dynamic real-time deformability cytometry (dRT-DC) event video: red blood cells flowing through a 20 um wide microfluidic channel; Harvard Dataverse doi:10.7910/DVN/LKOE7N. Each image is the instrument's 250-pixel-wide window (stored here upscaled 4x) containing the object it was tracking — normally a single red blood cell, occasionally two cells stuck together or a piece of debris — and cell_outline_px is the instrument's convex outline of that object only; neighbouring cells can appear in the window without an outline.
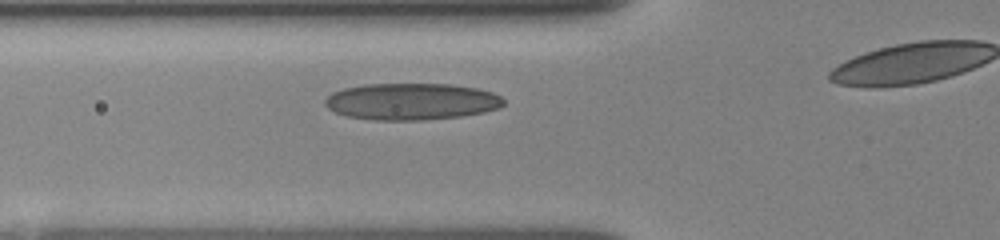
{"species": "human", "species_latin": "Homo sapiens", "temperature_condition": "room temperature", "stored_images_in_passage": 18, "camera_frame_rate_fps": 3000, "um_per_image_px": 0.085, "donor": {"sex": "female"}, "frame": {"image": 1, "passage_image": 4, "time_ms": 1.667, "image_size_px": [1000, 240], "cell_outline_px": [[504, 104], [500, 108], [484, 112], [460, 116], [420, 120], [376, 120], [348, 116], [336, 112], [328, 108], [324, 104], [324, 100], [332, 92], [344, 88], [364, 84], [452, 84], [476, 88], [492, 92], [500, 96], [504, 100]], "centroid_in_image_um": [34.98, 8.62], "position_along_channel_um": 90.8, "area_um2": 38.21}}
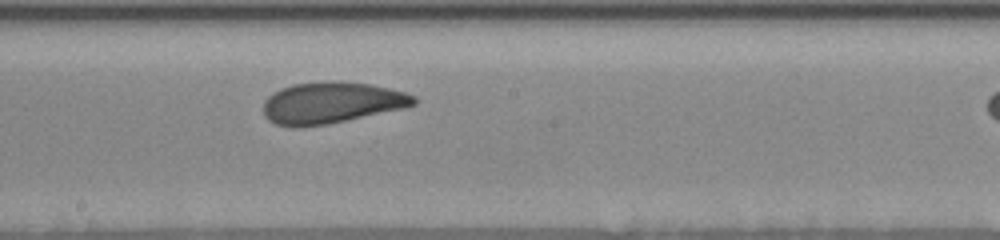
{"frame": {"image": 2, "passage_image": 10, "time_ms": 5.0, "image_size_px": [1000, 240], "cell_outline_px": [[416, 104], [404, 108], [324, 124], [276, 124], [268, 120], [264, 116], [264, 100], [268, 96], [280, 88], [292, 84], [332, 80], [340, 80], [372, 84], [404, 92], [416, 96]], "centroid_in_image_um": [28.2, 8.68], "position_along_channel_um": 220.0, "area_um2": 35.66}}
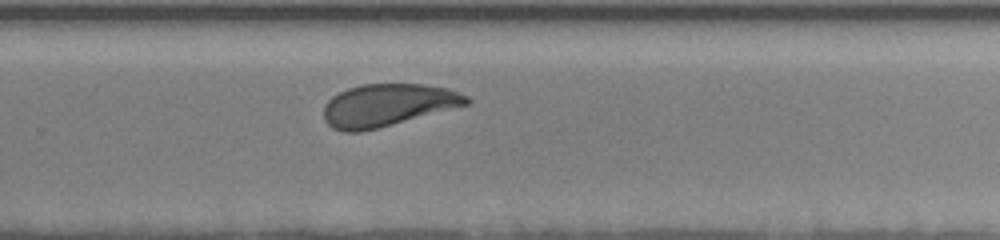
{"frame": {"image": 3, "passage_image": 15, "time_ms": 7.0, "image_size_px": [1000, 240], "cell_outline_px": [[472, 100], [468, 104], [376, 128], [360, 132], [344, 132], [332, 128], [324, 120], [324, 108], [328, 100], [332, 96], [348, 88], [364, 84], [424, 84], [448, 88], [460, 92], [468, 96]], "centroid_in_image_um": [32.94, 8.92], "position_along_channel_um": 296.9, "area_um2": 34.97}}